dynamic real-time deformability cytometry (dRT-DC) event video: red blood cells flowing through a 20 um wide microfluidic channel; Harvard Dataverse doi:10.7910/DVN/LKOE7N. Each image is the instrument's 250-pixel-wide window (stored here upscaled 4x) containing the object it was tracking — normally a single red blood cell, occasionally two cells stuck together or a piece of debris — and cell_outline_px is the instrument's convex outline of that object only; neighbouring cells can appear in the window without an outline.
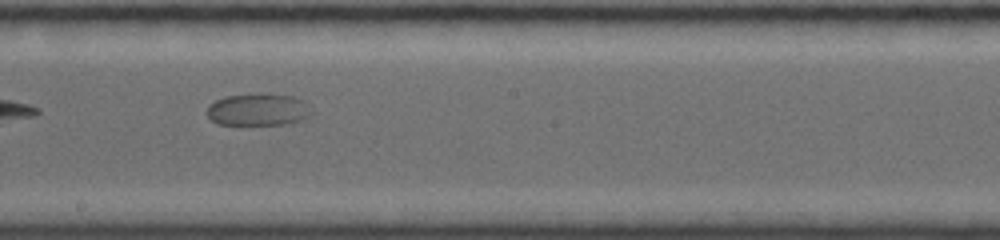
{"species": "common noctule bat (a hibernating species)", "species_latin": "Nyctalus noctula", "temperature_condition": "room temperature", "stored_images_in_passage": 14, "camera_frame_rate_fps": 4000, "um_per_image_px": 0.085, "animal": {"sex": "female", "body_mass_g": 19.0, "forearm_length_mm": 56.7}, "frame": {"image": 1, "passage_image": 10, "time_ms": 5.25, "image_size_px": [1000, 240], "cell_outline_px": [[316, 112], [312, 116], [292, 124], [216, 124], [208, 116], [208, 104], [224, 96], [260, 92], [292, 96], [304, 100]], "centroid_in_image_um": [22.03, 9.3], "position_along_channel_um": 226.2, "area_um2": 20.23}}